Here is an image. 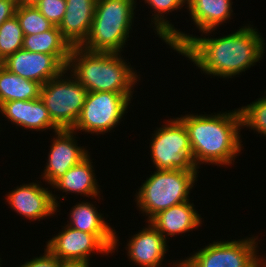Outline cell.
<instances>
[{
  "instance_id": "6da1fadb",
  "label": "cell",
  "mask_w": 266,
  "mask_h": 267,
  "mask_svg": "<svg viewBox=\"0 0 266 267\" xmlns=\"http://www.w3.org/2000/svg\"><path fill=\"white\" fill-rule=\"evenodd\" d=\"M239 28L218 38L193 36L179 29L167 45L191 60L201 73L232 79L260 63L266 48L264 38L253 25Z\"/></svg>"
},
{
  "instance_id": "7a4b0ae2",
  "label": "cell",
  "mask_w": 266,
  "mask_h": 267,
  "mask_svg": "<svg viewBox=\"0 0 266 267\" xmlns=\"http://www.w3.org/2000/svg\"><path fill=\"white\" fill-rule=\"evenodd\" d=\"M185 125L193 154L194 165L231 166L244 147L241 138L239 108L211 114H186L179 118ZM224 165V166H223Z\"/></svg>"
},
{
  "instance_id": "3957f363",
  "label": "cell",
  "mask_w": 266,
  "mask_h": 267,
  "mask_svg": "<svg viewBox=\"0 0 266 267\" xmlns=\"http://www.w3.org/2000/svg\"><path fill=\"white\" fill-rule=\"evenodd\" d=\"M121 55L73 46L66 69L88 92L134 94L133 89L141 80L140 74Z\"/></svg>"
},
{
  "instance_id": "277c9868",
  "label": "cell",
  "mask_w": 266,
  "mask_h": 267,
  "mask_svg": "<svg viewBox=\"0 0 266 267\" xmlns=\"http://www.w3.org/2000/svg\"><path fill=\"white\" fill-rule=\"evenodd\" d=\"M137 0H97L86 40L80 45L91 52L121 53L132 30Z\"/></svg>"
},
{
  "instance_id": "5b68a950",
  "label": "cell",
  "mask_w": 266,
  "mask_h": 267,
  "mask_svg": "<svg viewBox=\"0 0 266 267\" xmlns=\"http://www.w3.org/2000/svg\"><path fill=\"white\" fill-rule=\"evenodd\" d=\"M199 171L156 170L142 183L135 196L137 208L148 222L157 213L190 200Z\"/></svg>"
},
{
  "instance_id": "8992f818",
  "label": "cell",
  "mask_w": 266,
  "mask_h": 267,
  "mask_svg": "<svg viewBox=\"0 0 266 267\" xmlns=\"http://www.w3.org/2000/svg\"><path fill=\"white\" fill-rule=\"evenodd\" d=\"M152 133L150 155L155 170L199 171L194 165L187 129L179 117L163 122Z\"/></svg>"
},
{
  "instance_id": "52a82bcc",
  "label": "cell",
  "mask_w": 266,
  "mask_h": 267,
  "mask_svg": "<svg viewBox=\"0 0 266 267\" xmlns=\"http://www.w3.org/2000/svg\"><path fill=\"white\" fill-rule=\"evenodd\" d=\"M65 68L41 86L40 98L60 129H72L85 103L87 89ZM67 73V76H66ZM65 74V75H64ZM68 75H70L68 77Z\"/></svg>"
},
{
  "instance_id": "ba28073f",
  "label": "cell",
  "mask_w": 266,
  "mask_h": 267,
  "mask_svg": "<svg viewBox=\"0 0 266 267\" xmlns=\"http://www.w3.org/2000/svg\"><path fill=\"white\" fill-rule=\"evenodd\" d=\"M133 94L88 92L73 131L105 134L117 127L130 106Z\"/></svg>"
},
{
  "instance_id": "9c48e42d",
  "label": "cell",
  "mask_w": 266,
  "mask_h": 267,
  "mask_svg": "<svg viewBox=\"0 0 266 267\" xmlns=\"http://www.w3.org/2000/svg\"><path fill=\"white\" fill-rule=\"evenodd\" d=\"M258 241L253 235L232 241L214 240L185 260L191 267H263L266 257L258 255Z\"/></svg>"
},
{
  "instance_id": "30bf717a",
  "label": "cell",
  "mask_w": 266,
  "mask_h": 267,
  "mask_svg": "<svg viewBox=\"0 0 266 267\" xmlns=\"http://www.w3.org/2000/svg\"><path fill=\"white\" fill-rule=\"evenodd\" d=\"M61 230L46 242L45 247L63 263L90 264L91 253L112 254L95 234L74 229L66 224Z\"/></svg>"
},
{
  "instance_id": "8fae6325",
  "label": "cell",
  "mask_w": 266,
  "mask_h": 267,
  "mask_svg": "<svg viewBox=\"0 0 266 267\" xmlns=\"http://www.w3.org/2000/svg\"><path fill=\"white\" fill-rule=\"evenodd\" d=\"M40 182H31L22 184L8 192L5 200L18 215L31 221H40L45 217L53 216L58 211L60 197L55 196L48 187H43ZM58 197V198H57ZM59 202V203H58ZM58 207V208H57Z\"/></svg>"
},
{
  "instance_id": "7c38bea8",
  "label": "cell",
  "mask_w": 266,
  "mask_h": 267,
  "mask_svg": "<svg viewBox=\"0 0 266 267\" xmlns=\"http://www.w3.org/2000/svg\"><path fill=\"white\" fill-rule=\"evenodd\" d=\"M76 132L72 129H60L54 132L46 167L41 175L43 182L52 186L71 167L81 162L90 153L84 146H78Z\"/></svg>"
},
{
  "instance_id": "4fadbf2b",
  "label": "cell",
  "mask_w": 266,
  "mask_h": 267,
  "mask_svg": "<svg viewBox=\"0 0 266 267\" xmlns=\"http://www.w3.org/2000/svg\"><path fill=\"white\" fill-rule=\"evenodd\" d=\"M1 65L8 71L41 85L65 70V67L52 54L23 49L7 57Z\"/></svg>"
},
{
  "instance_id": "5bb4252c",
  "label": "cell",
  "mask_w": 266,
  "mask_h": 267,
  "mask_svg": "<svg viewBox=\"0 0 266 267\" xmlns=\"http://www.w3.org/2000/svg\"><path fill=\"white\" fill-rule=\"evenodd\" d=\"M137 234L129 237L127 257L141 267H163L162 262L167 252V241L162 234L148 221Z\"/></svg>"
},
{
  "instance_id": "9a60e30c",
  "label": "cell",
  "mask_w": 266,
  "mask_h": 267,
  "mask_svg": "<svg viewBox=\"0 0 266 267\" xmlns=\"http://www.w3.org/2000/svg\"><path fill=\"white\" fill-rule=\"evenodd\" d=\"M0 113L11 121L12 125L22 127L26 130L45 131L60 130L52 121L44 102L39 97L33 100H13L7 101L0 105Z\"/></svg>"
},
{
  "instance_id": "2e32d148",
  "label": "cell",
  "mask_w": 266,
  "mask_h": 267,
  "mask_svg": "<svg viewBox=\"0 0 266 267\" xmlns=\"http://www.w3.org/2000/svg\"><path fill=\"white\" fill-rule=\"evenodd\" d=\"M96 204L82 201L75 204L69 213L66 225L86 232L95 234L111 251L115 252L119 245L117 232L104 220V214L97 211Z\"/></svg>"
},
{
  "instance_id": "e0dca14e",
  "label": "cell",
  "mask_w": 266,
  "mask_h": 267,
  "mask_svg": "<svg viewBox=\"0 0 266 267\" xmlns=\"http://www.w3.org/2000/svg\"><path fill=\"white\" fill-rule=\"evenodd\" d=\"M195 205L189 201L174 205L153 216L149 222L167 237H174L198 229L202 225L201 215L195 210Z\"/></svg>"
},
{
  "instance_id": "ac0fdd59",
  "label": "cell",
  "mask_w": 266,
  "mask_h": 267,
  "mask_svg": "<svg viewBox=\"0 0 266 267\" xmlns=\"http://www.w3.org/2000/svg\"><path fill=\"white\" fill-rule=\"evenodd\" d=\"M96 3L97 0H66V12L58 27L72 47L80 46L86 40Z\"/></svg>"
},
{
  "instance_id": "d6986e66",
  "label": "cell",
  "mask_w": 266,
  "mask_h": 267,
  "mask_svg": "<svg viewBox=\"0 0 266 267\" xmlns=\"http://www.w3.org/2000/svg\"><path fill=\"white\" fill-rule=\"evenodd\" d=\"M232 0H186V6L193 25L199 29L201 36L213 31L233 16ZM210 33V34H209Z\"/></svg>"
},
{
  "instance_id": "ffe728a7",
  "label": "cell",
  "mask_w": 266,
  "mask_h": 267,
  "mask_svg": "<svg viewBox=\"0 0 266 267\" xmlns=\"http://www.w3.org/2000/svg\"><path fill=\"white\" fill-rule=\"evenodd\" d=\"M89 154L81 162L71 167L60 179H58L53 185V189L57 191L65 192L66 194H80L94 199L100 198V186L97 182L95 173L93 170V162L90 159Z\"/></svg>"
},
{
  "instance_id": "44dd1931",
  "label": "cell",
  "mask_w": 266,
  "mask_h": 267,
  "mask_svg": "<svg viewBox=\"0 0 266 267\" xmlns=\"http://www.w3.org/2000/svg\"><path fill=\"white\" fill-rule=\"evenodd\" d=\"M23 50L52 54L65 68L72 46L62 36L58 26L38 34L24 35Z\"/></svg>"
},
{
  "instance_id": "7402d4cb",
  "label": "cell",
  "mask_w": 266,
  "mask_h": 267,
  "mask_svg": "<svg viewBox=\"0 0 266 267\" xmlns=\"http://www.w3.org/2000/svg\"><path fill=\"white\" fill-rule=\"evenodd\" d=\"M41 84L25 79L0 66V105L13 100H33L40 97Z\"/></svg>"
},
{
  "instance_id": "603a6c76",
  "label": "cell",
  "mask_w": 266,
  "mask_h": 267,
  "mask_svg": "<svg viewBox=\"0 0 266 267\" xmlns=\"http://www.w3.org/2000/svg\"><path fill=\"white\" fill-rule=\"evenodd\" d=\"M153 10L151 23L155 34L161 38L166 44L178 33V29L174 27L169 20L166 19L167 14L174 10H180L186 5V0H144ZM166 14V16H165ZM153 20V21H152ZM170 22V23H169ZM154 24V26H153Z\"/></svg>"
},
{
  "instance_id": "cb8c5ba5",
  "label": "cell",
  "mask_w": 266,
  "mask_h": 267,
  "mask_svg": "<svg viewBox=\"0 0 266 267\" xmlns=\"http://www.w3.org/2000/svg\"><path fill=\"white\" fill-rule=\"evenodd\" d=\"M23 39L22 28L14 15L0 26V61L21 50Z\"/></svg>"
},
{
  "instance_id": "d4e9b609",
  "label": "cell",
  "mask_w": 266,
  "mask_h": 267,
  "mask_svg": "<svg viewBox=\"0 0 266 267\" xmlns=\"http://www.w3.org/2000/svg\"><path fill=\"white\" fill-rule=\"evenodd\" d=\"M15 16L24 35L42 33L55 26L34 5H17Z\"/></svg>"
},
{
  "instance_id": "484cf974",
  "label": "cell",
  "mask_w": 266,
  "mask_h": 267,
  "mask_svg": "<svg viewBox=\"0 0 266 267\" xmlns=\"http://www.w3.org/2000/svg\"><path fill=\"white\" fill-rule=\"evenodd\" d=\"M265 95L246 106L239 107L241 127H247L266 137V91Z\"/></svg>"
},
{
  "instance_id": "4316f807",
  "label": "cell",
  "mask_w": 266,
  "mask_h": 267,
  "mask_svg": "<svg viewBox=\"0 0 266 267\" xmlns=\"http://www.w3.org/2000/svg\"><path fill=\"white\" fill-rule=\"evenodd\" d=\"M35 7L55 26H59L66 12V0H40Z\"/></svg>"
},
{
  "instance_id": "83f0119b",
  "label": "cell",
  "mask_w": 266,
  "mask_h": 267,
  "mask_svg": "<svg viewBox=\"0 0 266 267\" xmlns=\"http://www.w3.org/2000/svg\"><path fill=\"white\" fill-rule=\"evenodd\" d=\"M63 262L55 257L47 248H44L43 255L34 257L30 261L17 267H62Z\"/></svg>"
},
{
  "instance_id": "f1b7e54d",
  "label": "cell",
  "mask_w": 266,
  "mask_h": 267,
  "mask_svg": "<svg viewBox=\"0 0 266 267\" xmlns=\"http://www.w3.org/2000/svg\"><path fill=\"white\" fill-rule=\"evenodd\" d=\"M16 0H0V26L15 15Z\"/></svg>"
},
{
  "instance_id": "f546056e",
  "label": "cell",
  "mask_w": 266,
  "mask_h": 267,
  "mask_svg": "<svg viewBox=\"0 0 266 267\" xmlns=\"http://www.w3.org/2000/svg\"><path fill=\"white\" fill-rule=\"evenodd\" d=\"M40 0H16L17 5H34Z\"/></svg>"
},
{
  "instance_id": "4dcf8cb0",
  "label": "cell",
  "mask_w": 266,
  "mask_h": 267,
  "mask_svg": "<svg viewBox=\"0 0 266 267\" xmlns=\"http://www.w3.org/2000/svg\"><path fill=\"white\" fill-rule=\"evenodd\" d=\"M90 264L83 263H63L62 267H89Z\"/></svg>"
},
{
  "instance_id": "1f68e13d",
  "label": "cell",
  "mask_w": 266,
  "mask_h": 267,
  "mask_svg": "<svg viewBox=\"0 0 266 267\" xmlns=\"http://www.w3.org/2000/svg\"><path fill=\"white\" fill-rule=\"evenodd\" d=\"M172 267H191L187 262L186 260L182 259L181 261L179 260V262H173V266Z\"/></svg>"
}]
</instances>
